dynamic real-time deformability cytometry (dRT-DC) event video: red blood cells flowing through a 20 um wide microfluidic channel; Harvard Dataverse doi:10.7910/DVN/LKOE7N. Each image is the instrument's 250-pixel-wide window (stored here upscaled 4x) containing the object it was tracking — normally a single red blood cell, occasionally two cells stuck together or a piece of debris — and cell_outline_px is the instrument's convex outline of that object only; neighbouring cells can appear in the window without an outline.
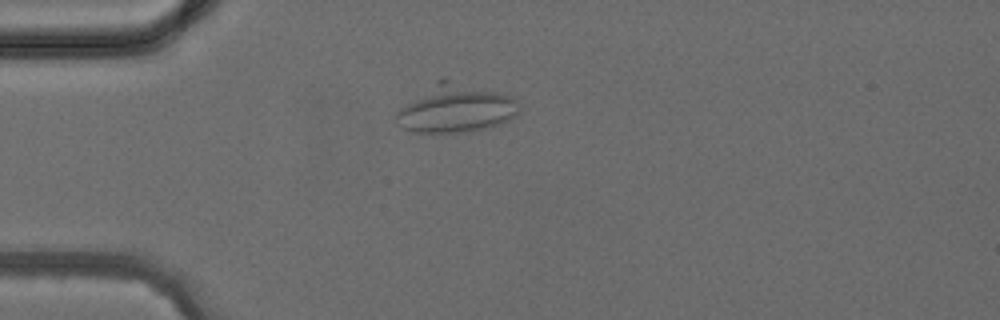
{"species": "common noctule bat (a hibernating species)", "species_latin": "Nyctalus noctula", "temperature_condition": "cold", "stored_images_in_passage": 5, "camera_frame_rate_fps": 3000, "um_per_image_px": 0.085, "animal": {"sex": "female", "body_mass_g": 24.6, "forearm_length_mm": 56.2}, "frame": {"image": 1, "passage_image": 5, "time_ms": 5.0, "image_size_px": [1000, 320], "cell_outline_px": [[524, 108], [516, 116], [500, 124], [488, 128], [464, 132], [412, 132], [396, 124], [396, 112], [400, 108], [440, 76], [444, 76], [512, 96]], "centroid_in_image_um": [38.77, 9.19], "position_along_channel_um": 46.2, "area_um2": 35.14}}